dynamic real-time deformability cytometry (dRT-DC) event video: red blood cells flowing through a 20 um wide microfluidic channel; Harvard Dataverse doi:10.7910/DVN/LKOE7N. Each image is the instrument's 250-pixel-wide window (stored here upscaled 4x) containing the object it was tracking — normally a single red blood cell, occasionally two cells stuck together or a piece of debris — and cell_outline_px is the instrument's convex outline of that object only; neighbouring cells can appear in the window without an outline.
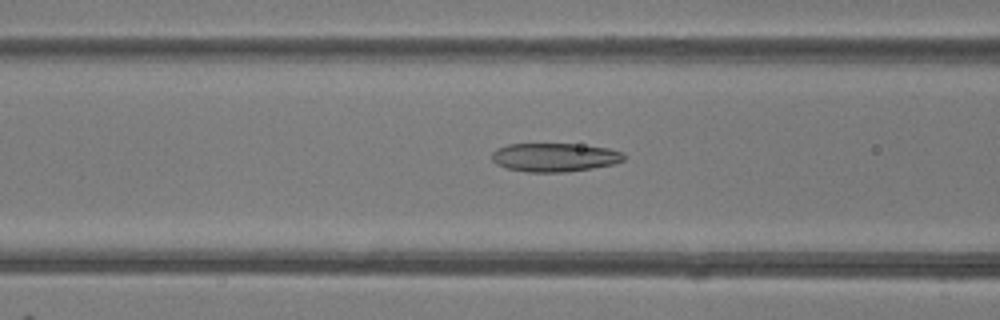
{"species": "common noctule bat (a hibernating species)", "species_latin": "Nyctalus noctula", "temperature_condition": "room temperature", "stored_images_in_passage": 49, "camera_frame_rate_fps": 3000, "um_per_image_px": 0.085, "animal": {"sex": "female"}, "frame": {"image": 1, "passage_image": 20, "time_ms": 6.333, "image_size_px": [1000, 320], "cell_outline_px": [[624, 160], [616, 164], [568, 172], [528, 172], [508, 168], [496, 164], [492, 160], [492, 152], [496, 148], [508, 144], [576, 144], [608, 148], [624, 152]], "centroid_in_image_um": [47.16, 13.37], "position_along_channel_um": 119.4, "area_um2": 22.14}}
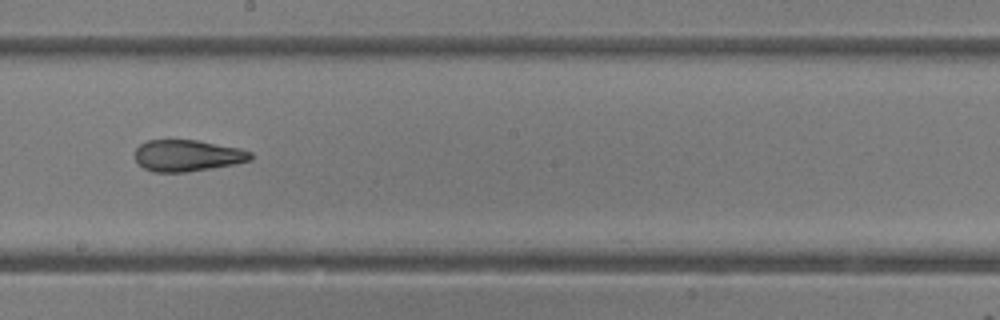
{"frame": {"image": 2, "passage_image": 28, "time_ms": 9.0, "image_size_px": [1000, 320], "cell_outline_px": [[252, 160], [236, 164], [188, 172], [152, 172], [144, 168], [136, 160], [136, 148], [140, 144], [148, 140], [196, 140], [240, 148], [252, 152]], "centroid_in_image_um": [15.96, 13.23], "position_along_channel_um": 232.2, "area_um2": 21.27}}
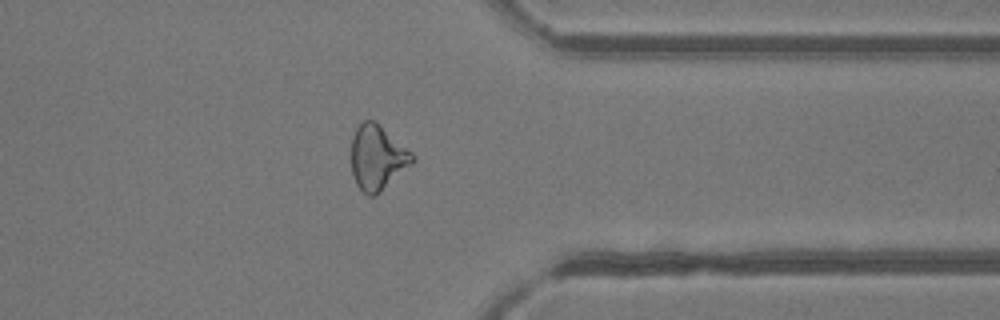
{"frame": {"image": 3, "passage_image": 39, "time_ms": 12.667, "image_size_px": [1000, 320], "cell_outline_px": [[416, 160], [412, 164], [376, 196], [368, 196], [356, 184], [352, 176], [352, 136], [360, 120], [376, 120], [412, 152], [416, 156]], "centroid_in_image_um": [32.09, 13.37], "position_along_channel_um": 379.3, "area_um2": 23.41}, "authors_computed_cell_mechanics": {"area_um2": 23.6402, "velocity_mm_per_s": 4.2433, "shape_relaxation_time_tau1_ms": 9.9457, "shape_relaxation_time_tau2_ms": 2.1533, "deformation_change_tau1": 0.2651, "deformation_change_tau2": 0.1092}}